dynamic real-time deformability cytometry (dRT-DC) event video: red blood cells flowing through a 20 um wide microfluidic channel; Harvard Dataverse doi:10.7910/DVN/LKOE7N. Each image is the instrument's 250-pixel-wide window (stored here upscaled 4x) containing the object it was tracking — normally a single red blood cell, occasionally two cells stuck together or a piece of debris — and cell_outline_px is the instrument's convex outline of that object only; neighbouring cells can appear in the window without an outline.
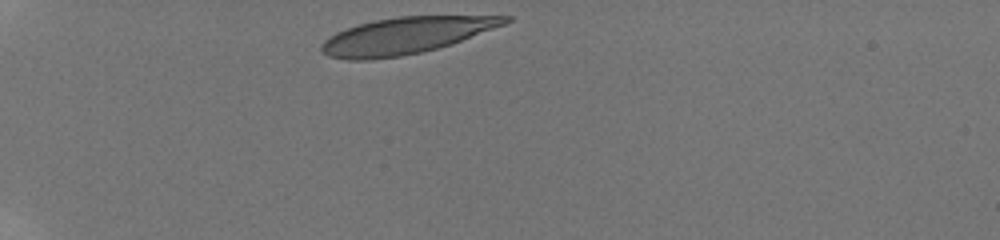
{"species": "human", "species_latin": "Homo sapiens", "temperature_condition": "room temperature", "stored_images_in_passage": 3, "camera_frame_rate_fps": 3000, "um_per_image_px": 0.085, "donor": {"sex": "male"}, "frame": {"image": 1, "passage_image": 1, "time_ms": 0.0, "image_size_px": [1000, 240], "cell_outline_px": [[512, 20], [504, 24], [452, 44], [420, 52], [400, 56], [368, 60], [348, 60], [328, 56], [320, 48], [320, 44], [328, 36], [336, 32], [360, 24], [376, 20], [396, 16], [512, 16]], "centroid_in_image_um": [34.45, 3.03], "position_along_channel_um": 50.6, "area_um2": 38.73}}
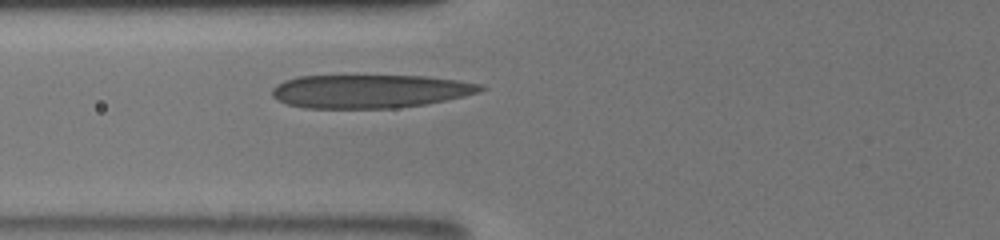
{"frame": {"image": 2, "passage_image": 3, "time_ms": 2.333, "image_size_px": [1000, 240], "cell_outline_px": [[488, 88], [480, 92], [448, 100], [428, 104], [396, 108], [304, 108], [288, 104], [272, 96], [272, 88], [276, 84], [284, 80], [300, 76], [428, 76], [484, 84]], "centroid_in_image_um": [31.5, 7.76], "position_along_channel_um": 94.3, "area_um2": 40.86}}